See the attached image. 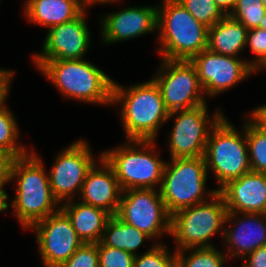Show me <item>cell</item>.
<instances>
[{"mask_svg":"<svg viewBox=\"0 0 266 267\" xmlns=\"http://www.w3.org/2000/svg\"><path fill=\"white\" fill-rule=\"evenodd\" d=\"M122 102L121 117L127 140H155L170 112L154 79L129 89L113 83L112 103Z\"/></svg>","mask_w":266,"mask_h":267,"instance_id":"cell-1","label":"cell"},{"mask_svg":"<svg viewBox=\"0 0 266 267\" xmlns=\"http://www.w3.org/2000/svg\"><path fill=\"white\" fill-rule=\"evenodd\" d=\"M10 179L18 182L12 206L24 228H32L37 222L58 211L54 209L59 202L53 196L49 175L45 173L43 163L34 151L15 158Z\"/></svg>","mask_w":266,"mask_h":267,"instance_id":"cell-2","label":"cell"},{"mask_svg":"<svg viewBox=\"0 0 266 267\" xmlns=\"http://www.w3.org/2000/svg\"><path fill=\"white\" fill-rule=\"evenodd\" d=\"M157 30L163 59L191 60L207 49L208 27L197 21L178 0H164L158 7Z\"/></svg>","mask_w":266,"mask_h":267,"instance_id":"cell-3","label":"cell"},{"mask_svg":"<svg viewBox=\"0 0 266 267\" xmlns=\"http://www.w3.org/2000/svg\"><path fill=\"white\" fill-rule=\"evenodd\" d=\"M67 98L113 104V83L102 70L82 59L48 60L40 68Z\"/></svg>","mask_w":266,"mask_h":267,"instance_id":"cell-4","label":"cell"},{"mask_svg":"<svg viewBox=\"0 0 266 267\" xmlns=\"http://www.w3.org/2000/svg\"><path fill=\"white\" fill-rule=\"evenodd\" d=\"M243 129L244 133L238 132L222 116L209 132L204 158L207 171L212 169L218 180V191L229 181L252 171L245 127Z\"/></svg>","mask_w":266,"mask_h":267,"instance_id":"cell-5","label":"cell"},{"mask_svg":"<svg viewBox=\"0 0 266 267\" xmlns=\"http://www.w3.org/2000/svg\"><path fill=\"white\" fill-rule=\"evenodd\" d=\"M153 143L154 140H128V145L102 153L101 157L113 168L122 191L154 189L161 184L166 163L155 155ZM133 146H140V150Z\"/></svg>","mask_w":266,"mask_h":267,"instance_id":"cell-6","label":"cell"},{"mask_svg":"<svg viewBox=\"0 0 266 267\" xmlns=\"http://www.w3.org/2000/svg\"><path fill=\"white\" fill-rule=\"evenodd\" d=\"M209 195L210 202L181 209L171 216V235L178 243L177 250L213 247L208 240L226 223L228 210L218 190Z\"/></svg>","mask_w":266,"mask_h":267,"instance_id":"cell-7","label":"cell"},{"mask_svg":"<svg viewBox=\"0 0 266 267\" xmlns=\"http://www.w3.org/2000/svg\"><path fill=\"white\" fill-rule=\"evenodd\" d=\"M207 168L204 156L173 158L165 165L160 195L168 213L205 202Z\"/></svg>","mask_w":266,"mask_h":267,"instance_id":"cell-8","label":"cell"},{"mask_svg":"<svg viewBox=\"0 0 266 267\" xmlns=\"http://www.w3.org/2000/svg\"><path fill=\"white\" fill-rule=\"evenodd\" d=\"M154 80L169 112L206 104L196 67L190 60L163 59L160 72Z\"/></svg>","mask_w":266,"mask_h":267,"instance_id":"cell-9","label":"cell"},{"mask_svg":"<svg viewBox=\"0 0 266 267\" xmlns=\"http://www.w3.org/2000/svg\"><path fill=\"white\" fill-rule=\"evenodd\" d=\"M116 216L151 237L171 234V215L155 189L122 191Z\"/></svg>","mask_w":266,"mask_h":267,"instance_id":"cell-10","label":"cell"},{"mask_svg":"<svg viewBox=\"0 0 266 267\" xmlns=\"http://www.w3.org/2000/svg\"><path fill=\"white\" fill-rule=\"evenodd\" d=\"M219 111L214 113L211 122L207 118L206 104L188 110L170 112L168 119L178 113L170 134L171 159L204 156L209 132L223 116Z\"/></svg>","mask_w":266,"mask_h":267,"instance_id":"cell-11","label":"cell"},{"mask_svg":"<svg viewBox=\"0 0 266 267\" xmlns=\"http://www.w3.org/2000/svg\"><path fill=\"white\" fill-rule=\"evenodd\" d=\"M37 222L39 252L45 267H58L66 262L84 243L76 234L71 220L61 209Z\"/></svg>","mask_w":266,"mask_h":267,"instance_id":"cell-12","label":"cell"},{"mask_svg":"<svg viewBox=\"0 0 266 267\" xmlns=\"http://www.w3.org/2000/svg\"><path fill=\"white\" fill-rule=\"evenodd\" d=\"M90 151L88 144L79 140L57 156L48 175L53 196L58 202L66 198L65 202L70 201L77 189L81 192L86 175L95 164Z\"/></svg>","mask_w":266,"mask_h":267,"instance_id":"cell-13","label":"cell"},{"mask_svg":"<svg viewBox=\"0 0 266 267\" xmlns=\"http://www.w3.org/2000/svg\"><path fill=\"white\" fill-rule=\"evenodd\" d=\"M196 67L203 92L218 95L245 79L254 69L240 58L201 51L190 60Z\"/></svg>","mask_w":266,"mask_h":267,"instance_id":"cell-14","label":"cell"},{"mask_svg":"<svg viewBox=\"0 0 266 267\" xmlns=\"http://www.w3.org/2000/svg\"><path fill=\"white\" fill-rule=\"evenodd\" d=\"M89 45L90 34L84 10L72 21L51 27L43 44V53L35 54L33 59L38 68L52 59H83Z\"/></svg>","mask_w":266,"mask_h":267,"instance_id":"cell-15","label":"cell"},{"mask_svg":"<svg viewBox=\"0 0 266 267\" xmlns=\"http://www.w3.org/2000/svg\"><path fill=\"white\" fill-rule=\"evenodd\" d=\"M228 210L226 223L238 213L266 214V174L250 171L218 191ZM239 211V212H238Z\"/></svg>","mask_w":266,"mask_h":267,"instance_id":"cell-16","label":"cell"},{"mask_svg":"<svg viewBox=\"0 0 266 267\" xmlns=\"http://www.w3.org/2000/svg\"><path fill=\"white\" fill-rule=\"evenodd\" d=\"M157 7H129L106 15L102 21V37L105 43H115L135 38L157 30Z\"/></svg>","mask_w":266,"mask_h":267,"instance_id":"cell-17","label":"cell"},{"mask_svg":"<svg viewBox=\"0 0 266 267\" xmlns=\"http://www.w3.org/2000/svg\"><path fill=\"white\" fill-rule=\"evenodd\" d=\"M100 161L102 169L94 164L86 175L80 192L81 202L104 209L114 216L119 209L122 189L113 168L103 157Z\"/></svg>","mask_w":266,"mask_h":267,"instance_id":"cell-18","label":"cell"},{"mask_svg":"<svg viewBox=\"0 0 266 267\" xmlns=\"http://www.w3.org/2000/svg\"><path fill=\"white\" fill-rule=\"evenodd\" d=\"M246 217V218H245ZM245 217L233 230L222 229L223 237L228 242L230 257L250 254L266 245V214L245 213ZM232 247V248H231Z\"/></svg>","mask_w":266,"mask_h":267,"instance_id":"cell-19","label":"cell"},{"mask_svg":"<svg viewBox=\"0 0 266 267\" xmlns=\"http://www.w3.org/2000/svg\"><path fill=\"white\" fill-rule=\"evenodd\" d=\"M61 209L67 214L76 234L84 243H99L105 226L112 217L104 209L82 202L72 203L71 200L66 201Z\"/></svg>","mask_w":266,"mask_h":267,"instance_id":"cell-20","label":"cell"},{"mask_svg":"<svg viewBox=\"0 0 266 267\" xmlns=\"http://www.w3.org/2000/svg\"><path fill=\"white\" fill-rule=\"evenodd\" d=\"M85 5L86 0H27L24 12L31 22L51 28L78 17Z\"/></svg>","mask_w":266,"mask_h":267,"instance_id":"cell-21","label":"cell"},{"mask_svg":"<svg viewBox=\"0 0 266 267\" xmlns=\"http://www.w3.org/2000/svg\"><path fill=\"white\" fill-rule=\"evenodd\" d=\"M248 29L240 22L225 15L208 29L207 49L220 55L237 58L246 46Z\"/></svg>","mask_w":266,"mask_h":267,"instance_id":"cell-22","label":"cell"},{"mask_svg":"<svg viewBox=\"0 0 266 267\" xmlns=\"http://www.w3.org/2000/svg\"><path fill=\"white\" fill-rule=\"evenodd\" d=\"M146 238L151 237L114 215L108 220L100 242L104 246L121 249L136 255L134 250L140 247Z\"/></svg>","mask_w":266,"mask_h":267,"instance_id":"cell-23","label":"cell"},{"mask_svg":"<svg viewBox=\"0 0 266 267\" xmlns=\"http://www.w3.org/2000/svg\"><path fill=\"white\" fill-rule=\"evenodd\" d=\"M250 120L245 123L250 166L252 171L266 174V131Z\"/></svg>","mask_w":266,"mask_h":267,"instance_id":"cell-24","label":"cell"},{"mask_svg":"<svg viewBox=\"0 0 266 267\" xmlns=\"http://www.w3.org/2000/svg\"><path fill=\"white\" fill-rule=\"evenodd\" d=\"M17 122L13 114L6 108H0V149L11 153L15 158L27 155L24 146L17 145L18 133Z\"/></svg>","mask_w":266,"mask_h":267,"instance_id":"cell-25","label":"cell"},{"mask_svg":"<svg viewBox=\"0 0 266 267\" xmlns=\"http://www.w3.org/2000/svg\"><path fill=\"white\" fill-rule=\"evenodd\" d=\"M193 253L184 257L185 250H176L177 267H222L226 260L215 247L190 248Z\"/></svg>","mask_w":266,"mask_h":267,"instance_id":"cell-26","label":"cell"},{"mask_svg":"<svg viewBox=\"0 0 266 267\" xmlns=\"http://www.w3.org/2000/svg\"><path fill=\"white\" fill-rule=\"evenodd\" d=\"M194 18L205 26L212 27L220 21L225 14L213 0H178Z\"/></svg>","mask_w":266,"mask_h":267,"instance_id":"cell-27","label":"cell"},{"mask_svg":"<svg viewBox=\"0 0 266 267\" xmlns=\"http://www.w3.org/2000/svg\"><path fill=\"white\" fill-rule=\"evenodd\" d=\"M265 13L261 0H238L230 16L249 30L259 26Z\"/></svg>","mask_w":266,"mask_h":267,"instance_id":"cell-28","label":"cell"},{"mask_svg":"<svg viewBox=\"0 0 266 267\" xmlns=\"http://www.w3.org/2000/svg\"><path fill=\"white\" fill-rule=\"evenodd\" d=\"M133 267H177L176 251L171 256L164 245L154 244L142 256L135 255Z\"/></svg>","mask_w":266,"mask_h":267,"instance_id":"cell-29","label":"cell"},{"mask_svg":"<svg viewBox=\"0 0 266 267\" xmlns=\"http://www.w3.org/2000/svg\"><path fill=\"white\" fill-rule=\"evenodd\" d=\"M99 267H133L135 255L98 243Z\"/></svg>","mask_w":266,"mask_h":267,"instance_id":"cell-30","label":"cell"},{"mask_svg":"<svg viewBox=\"0 0 266 267\" xmlns=\"http://www.w3.org/2000/svg\"><path fill=\"white\" fill-rule=\"evenodd\" d=\"M58 267H99L98 243H83L66 262Z\"/></svg>","mask_w":266,"mask_h":267,"instance_id":"cell-31","label":"cell"},{"mask_svg":"<svg viewBox=\"0 0 266 267\" xmlns=\"http://www.w3.org/2000/svg\"><path fill=\"white\" fill-rule=\"evenodd\" d=\"M246 45H250L251 51L256 54V59L249 65L256 71L266 68V30L261 28L249 29Z\"/></svg>","mask_w":266,"mask_h":267,"instance_id":"cell-32","label":"cell"},{"mask_svg":"<svg viewBox=\"0 0 266 267\" xmlns=\"http://www.w3.org/2000/svg\"><path fill=\"white\" fill-rule=\"evenodd\" d=\"M14 160L15 157L11 153L0 149V186L11 181V169Z\"/></svg>","mask_w":266,"mask_h":267,"instance_id":"cell-33","label":"cell"},{"mask_svg":"<svg viewBox=\"0 0 266 267\" xmlns=\"http://www.w3.org/2000/svg\"><path fill=\"white\" fill-rule=\"evenodd\" d=\"M248 261L244 267H266V245L248 254Z\"/></svg>","mask_w":266,"mask_h":267,"instance_id":"cell-34","label":"cell"},{"mask_svg":"<svg viewBox=\"0 0 266 267\" xmlns=\"http://www.w3.org/2000/svg\"><path fill=\"white\" fill-rule=\"evenodd\" d=\"M14 72L0 69V108L4 107V102L9 93L10 80Z\"/></svg>","mask_w":266,"mask_h":267,"instance_id":"cell-35","label":"cell"},{"mask_svg":"<svg viewBox=\"0 0 266 267\" xmlns=\"http://www.w3.org/2000/svg\"><path fill=\"white\" fill-rule=\"evenodd\" d=\"M251 112V118L266 131V105L259 106Z\"/></svg>","mask_w":266,"mask_h":267,"instance_id":"cell-36","label":"cell"},{"mask_svg":"<svg viewBox=\"0 0 266 267\" xmlns=\"http://www.w3.org/2000/svg\"><path fill=\"white\" fill-rule=\"evenodd\" d=\"M213 1L225 15H230L231 10L232 11L234 10L238 0H213Z\"/></svg>","mask_w":266,"mask_h":267,"instance_id":"cell-37","label":"cell"},{"mask_svg":"<svg viewBox=\"0 0 266 267\" xmlns=\"http://www.w3.org/2000/svg\"><path fill=\"white\" fill-rule=\"evenodd\" d=\"M2 188L3 186H0V211L7 210L9 206L8 203L6 202L8 195Z\"/></svg>","mask_w":266,"mask_h":267,"instance_id":"cell-38","label":"cell"},{"mask_svg":"<svg viewBox=\"0 0 266 267\" xmlns=\"http://www.w3.org/2000/svg\"><path fill=\"white\" fill-rule=\"evenodd\" d=\"M112 1H114V2H118V0H86V2H87V4L89 5V4H94V3H97V2H99V3H111Z\"/></svg>","mask_w":266,"mask_h":267,"instance_id":"cell-39","label":"cell"},{"mask_svg":"<svg viewBox=\"0 0 266 267\" xmlns=\"http://www.w3.org/2000/svg\"><path fill=\"white\" fill-rule=\"evenodd\" d=\"M258 28L266 30V13H265L264 17L262 18V20L260 21Z\"/></svg>","mask_w":266,"mask_h":267,"instance_id":"cell-40","label":"cell"},{"mask_svg":"<svg viewBox=\"0 0 266 267\" xmlns=\"http://www.w3.org/2000/svg\"><path fill=\"white\" fill-rule=\"evenodd\" d=\"M264 8L266 9V0H261Z\"/></svg>","mask_w":266,"mask_h":267,"instance_id":"cell-41","label":"cell"}]
</instances>
